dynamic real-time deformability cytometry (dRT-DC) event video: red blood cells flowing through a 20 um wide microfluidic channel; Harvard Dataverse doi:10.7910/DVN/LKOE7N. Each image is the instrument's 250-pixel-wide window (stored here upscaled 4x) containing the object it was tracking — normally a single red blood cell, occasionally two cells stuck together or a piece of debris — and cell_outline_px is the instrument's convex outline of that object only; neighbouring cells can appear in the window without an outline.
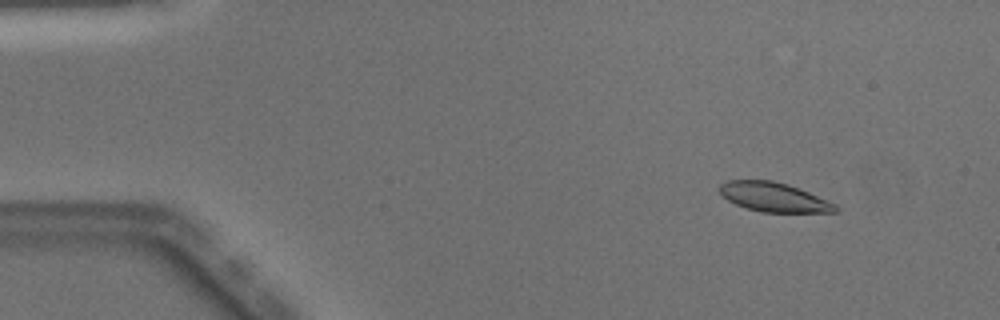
{"species": "Egyptian fruit bat (a non-hibernating species)", "species_latin": "Rousettus aegyptiacus", "temperature_condition": "warm", "stored_images_in_passage": 50, "camera_frame_rate_fps": 3000, "um_per_image_px": 0.085, "animal": {"sex": "male"}, "frame": {"image": 1, "passage_image": 6, "time_ms": 1.667, "image_size_px": [1000, 320], "cell_outline_px": [[840, 208], [836, 212], [760, 212], [736, 204], [728, 200], [720, 192], [720, 184], [728, 180], [772, 180], [788, 184], [800, 188], [836, 204]], "centroid_in_image_um": [65.81, 16.75], "position_along_channel_um": 19.2, "area_um2": 19.71}}
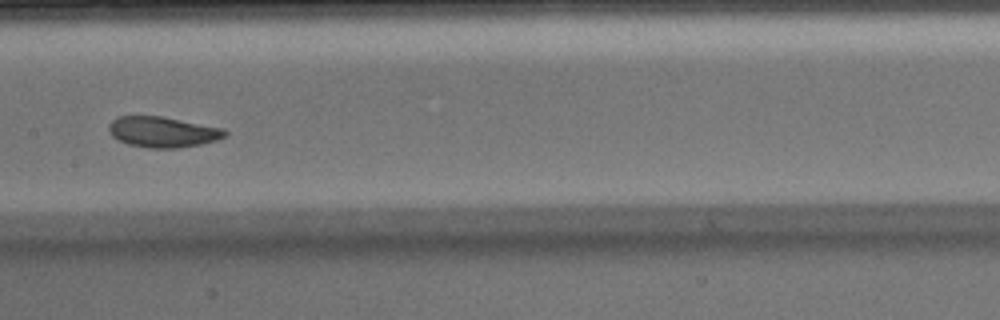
{"frame": {"image": 2, "passage_image": 26, "time_ms": 8.333, "image_size_px": [1000, 320], "cell_outline_px": [[228, 132], [224, 136], [216, 140], [200, 144], [180, 148], [148, 148], [128, 144], [112, 136], [108, 132], [108, 124], [116, 116], [160, 116], [224, 128]], "centroid_in_image_um": [13.8, 11.21], "position_along_channel_um": 193.6, "area_um2": 20.75}}
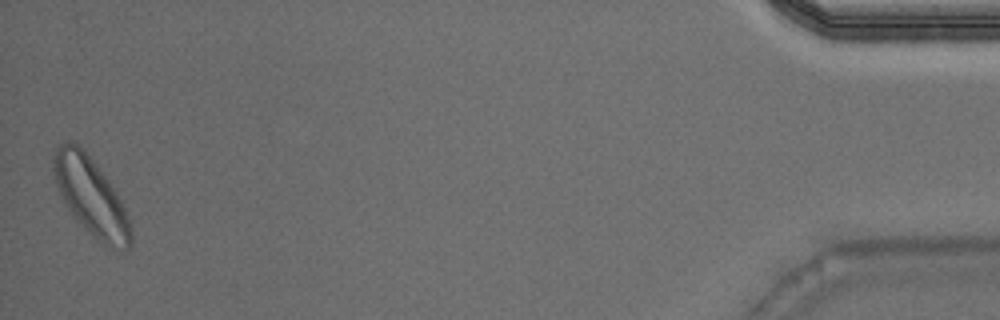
{"frame": {"image": 3, "passage_image": 50, "time_ms": 16.333, "image_size_px": [1000, 320], "cell_outline_px": [[132, 248], [120, 252], [116, 252], [100, 244], [72, 216], [56, 184], [52, 168], [52, 160], [56, 148], [60, 144], [68, 140], [72, 140], [92, 160], [108, 180], [116, 192], [128, 216], [132, 228]], "centroid_in_image_um": [7.76, 16.8], "position_along_channel_um": 427.4, "area_um2": 35.26}, "authors_computed_cell_mechanics": {"area_um2": 20.9236, "velocity_mm_per_s": 4.041, "shape_relaxation_time_tau1_ms": 2.2532, "shape_relaxation_time_tau2_ms": 2.751, "deformation_change_tau1": 0.1264, "deformation_change_tau2": 0.1009}}